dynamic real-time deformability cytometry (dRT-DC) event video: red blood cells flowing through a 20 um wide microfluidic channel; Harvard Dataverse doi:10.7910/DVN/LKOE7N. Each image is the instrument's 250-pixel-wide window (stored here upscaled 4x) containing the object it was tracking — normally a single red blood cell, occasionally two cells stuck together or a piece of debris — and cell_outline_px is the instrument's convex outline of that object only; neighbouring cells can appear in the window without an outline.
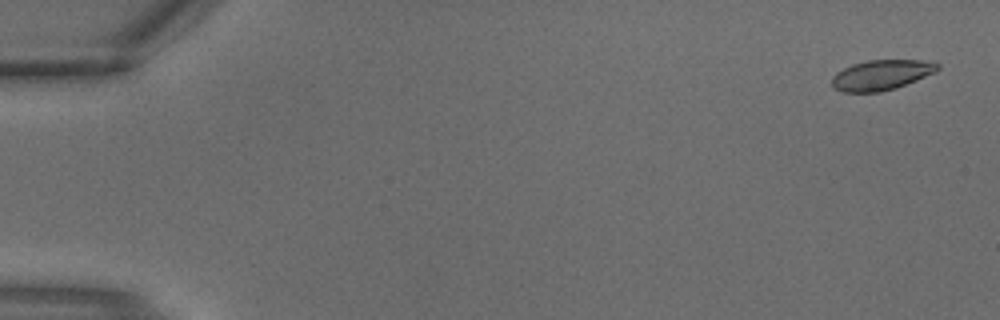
{"species": "common noctule bat (a hibernating species)", "species_latin": "Nyctalus noctula", "temperature_condition": "warm", "stored_images_in_passage": 4, "camera_frame_rate_fps": 3000, "um_per_image_px": 0.085, "animal": {"sex": "male", "body_mass_g": 18.8}, "frame": {"image": 1, "passage_image": 1, "time_ms": 0.0, "image_size_px": [1000, 320], "cell_outline_px": [[940, 68], [936, 72], [896, 88], [880, 92], [844, 92], [832, 88], [832, 76], [836, 72], [852, 64], [868, 60], [920, 60], [940, 64]], "centroid_in_image_um": [74.9, 6.37], "position_along_channel_um": 10.1, "area_um2": 18.61}}
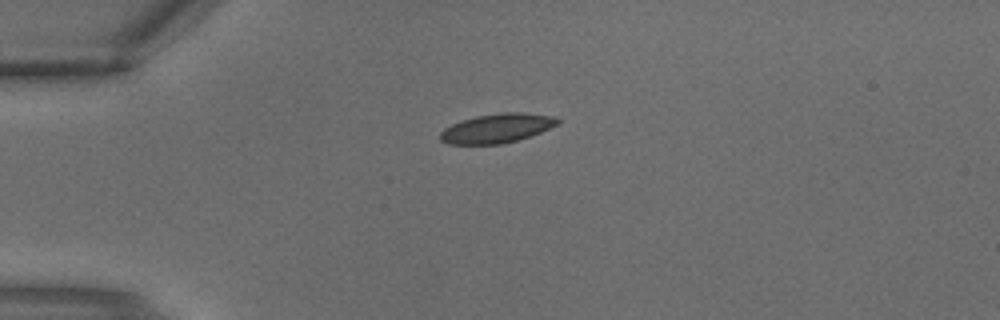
{"frame": {"image": 2, "passage_image": 3, "time_ms": 0.667, "image_size_px": [1000, 320], "cell_outline_px": [[560, 124], [540, 132], [516, 140], [500, 144], [448, 144], [440, 140], [440, 132], [444, 128], [452, 124], [476, 116], [500, 112], [520, 112], [552, 116], [560, 120]], "centroid_in_image_um": [42.23, 10.9], "position_along_channel_um": 42.8, "area_um2": 19.83}}